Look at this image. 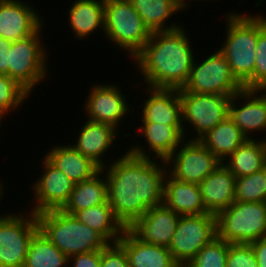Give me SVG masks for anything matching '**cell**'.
I'll return each mask as SVG.
<instances>
[{
  "label": "cell",
  "mask_w": 266,
  "mask_h": 267,
  "mask_svg": "<svg viewBox=\"0 0 266 267\" xmlns=\"http://www.w3.org/2000/svg\"><path fill=\"white\" fill-rule=\"evenodd\" d=\"M146 153L143 146L136 145L105 172L107 201L125 229L149 208L163 204L164 178L169 169L164 160H159L161 166L150 158L151 153Z\"/></svg>",
  "instance_id": "obj_1"
},
{
  "label": "cell",
  "mask_w": 266,
  "mask_h": 267,
  "mask_svg": "<svg viewBox=\"0 0 266 267\" xmlns=\"http://www.w3.org/2000/svg\"><path fill=\"white\" fill-rule=\"evenodd\" d=\"M183 27L152 32L134 57L149 88L182 89L190 76L195 54Z\"/></svg>",
  "instance_id": "obj_2"
},
{
  "label": "cell",
  "mask_w": 266,
  "mask_h": 267,
  "mask_svg": "<svg viewBox=\"0 0 266 267\" xmlns=\"http://www.w3.org/2000/svg\"><path fill=\"white\" fill-rule=\"evenodd\" d=\"M39 229L68 258L104 249L109 242L96 230L61 209L36 214Z\"/></svg>",
  "instance_id": "obj_3"
},
{
  "label": "cell",
  "mask_w": 266,
  "mask_h": 267,
  "mask_svg": "<svg viewBox=\"0 0 266 267\" xmlns=\"http://www.w3.org/2000/svg\"><path fill=\"white\" fill-rule=\"evenodd\" d=\"M227 15V37L219 51L228 61L232 74L243 85L255 69L259 15H242L236 12Z\"/></svg>",
  "instance_id": "obj_4"
},
{
  "label": "cell",
  "mask_w": 266,
  "mask_h": 267,
  "mask_svg": "<svg viewBox=\"0 0 266 267\" xmlns=\"http://www.w3.org/2000/svg\"><path fill=\"white\" fill-rule=\"evenodd\" d=\"M217 236L230 244L266 237V202H238L216 215Z\"/></svg>",
  "instance_id": "obj_5"
},
{
  "label": "cell",
  "mask_w": 266,
  "mask_h": 267,
  "mask_svg": "<svg viewBox=\"0 0 266 267\" xmlns=\"http://www.w3.org/2000/svg\"><path fill=\"white\" fill-rule=\"evenodd\" d=\"M104 33L108 40L128 51L133 58L151 36L129 0H105Z\"/></svg>",
  "instance_id": "obj_6"
},
{
  "label": "cell",
  "mask_w": 266,
  "mask_h": 267,
  "mask_svg": "<svg viewBox=\"0 0 266 267\" xmlns=\"http://www.w3.org/2000/svg\"><path fill=\"white\" fill-rule=\"evenodd\" d=\"M41 32L42 27L33 35L12 42L9 52V77L29 93L48 75V51L40 41Z\"/></svg>",
  "instance_id": "obj_7"
},
{
  "label": "cell",
  "mask_w": 266,
  "mask_h": 267,
  "mask_svg": "<svg viewBox=\"0 0 266 267\" xmlns=\"http://www.w3.org/2000/svg\"><path fill=\"white\" fill-rule=\"evenodd\" d=\"M185 92L234 96L244 89L232 74L225 56L218 50L200 64L194 60Z\"/></svg>",
  "instance_id": "obj_8"
},
{
  "label": "cell",
  "mask_w": 266,
  "mask_h": 267,
  "mask_svg": "<svg viewBox=\"0 0 266 267\" xmlns=\"http://www.w3.org/2000/svg\"><path fill=\"white\" fill-rule=\"evenodd\" d=\"M216 237V215L180 216L168 248L179 265H186Z\"/></svg>",
  "instance_id": "obj_9"
},
{
  "label": "cell",
  "mask_w": 266,
  "mask_h": 267,
  "mask_svg": "<svg viewBox=\"0 0 266 267\" xmlns=\"http://www.w3.org/2000/svg\"><path fill=\"white\" fill-rule=\"evenodd\" d=\"M18 214L0 216V267H23L30 241L39 230L36 214Z\"/></svg>",
  "instance_id": "obj_10"
},
{
  "label": "cell",
  "mask_w": 266,
  "mask_h": 267,
  "mask_svg": "<svg viewBox=\"0 0 266 267\" xmlns=\"http://www.w3.org/2000/svg\"><path fill=\"white\" fill-rule=\"evenodd\" d=\"M179 95L182 104V123L188 121L197 133L192 140H200L229 115L232 96L191 93L183 89H179Z\"/></svg>",
  "instance_id": "obj_11"
},
{
  "label": "cell",
  "mask_w": 266,
  "mask_h": 267,
  "mask_svg": "<svg viewBox=\"0 0 266 267\" xmlns=\"http://www.w3.org/2000/svg\"><path fill=\"white\" fill-rule=\"evenodd\" d=\"M180 147L165 161L167 167L171 163L168 173L177 180L199 185L221 164L200 140L183 141Z\"/></svg>",
  "instance_id": "obj_12"
},
{
  "label": "cell",
  "mask_w": 266,
  "mask_h": 267,
  "mask_svg": "<svg viewBox=\"0 0 266 267\" xmlns=\"http://www.w3.org/2000/svg\"><path fill=\"white\" fill-rule=\"evenodd\" d=\"M41 163L44 172L33 186L36 205L31 212L38 214L48 210L62 209L68 202L74 183L61 170L53 166L45 157Z\"/></svg>",
  "instance_id": "obj_13"
},
{
  "label": "cell",
  "mask_w": 266,
  "mask_h": 267,
  "mask_svg": "<svg viewBox=\"0 0 266 267\" xmlns=\"http://www.w3.org/2000/svg\"><path fill=\"white\" fill-rule=\"evenodd\" d=\"M180 215L164 204L149 208L128 230L140 241L169 247Z\"/></svg>",
  "instance_id": "obj_14"
},
{
  "label": "cell",
  "mask_w": 266,
  "mask_h": 267,
  "mask_svg": "<svg viewBox=\"0 0 266 267\" xmlns=\"http://www.w3.org/2000/svg\"><path fill=\"white\" fill-rule=\"evenodd\" d=\"M116 85L93 86L85 102L88 120L111 124L115 128L130 110L126 97ZM123 94V95H122Z\"/></svg>",
  "instance_id": "obj_15"
},
{
  "label": "cell",
  "mask_w": 266,
  "mask_h": 267,
  "mask_svg": "<svg viewBox=\"0 0 266 267\" xmlns=\"http://www.w3.org/2000/svg\"><path fill=\"white\" fill-rule=\"evenodd\" d=\"M40 14L21 0H1L0 38L17 41L36 33L43 25Z\"/></svg>",
  "instance_id": "obj_16"
},
{
  "label": "cell",
  "mask_w": 266,
  "mask_h": 267,
  "mask_svg": "<svg viewBox=\"0 0 266 267\" xmlns=\"http://www.w3.org/2000/svg\"><path fill=\"white\" fill-rule=\"evenodd\" d=\"M237 99L246 101L239 107L235 104L236 101L239 102ZM228 116L247 139H252V131H266V90L243 89L232 96Z\"/></svg>",
  "instance_id": "obj_17"
},
{
  "label": "cell",
  "mask_w": 266,
  "mask_h": 267,
  "mask_svg": "<svg viewBox=\"0 0 266 267\" xmlns=\"http://www.w3.org/2000/svg\"><path fill=\"white\" fill-rule=\"evenodd\" d=\"M236 177L221 163L200 184L205 209L214 215L235 202Z\"/></svg>",
  "instance_id": "obj_18"
},
{
  "label": "cell",
  "mask_w": 266,
  "mask_h": 267,
  "mask_svg": "<svg viewBox=\"0 0 266 267\" xmlns=\"http://www.w3.org/2000/svg\"><path fill=\"white\" fill-rule=\"evenodd\" d=\"M147 89V94H150V96L142 104V121L167 125H183L179 90L149 87Z\"/></svg>",
  "instance_id": "obj_19"
},
{
  "label": "cell",
  "mask_w": 266,
  "mask_h": 267,
  "mask_svg": "<svg viewBox=\"0 0 266 267\" xmlns=\"http://www.w3.org/2000/svg\"><path fill=\"white\" fill-rule=\"evenodd\" d=\"M163 204L180 216L211 214L205 209L198 184L177 180L169 173L164 178Z\"/></svg>",
  "instance_id": "obj_20"
},
{
  "label": "cell",
  "mask_w": 266,
  "mask_h": 267,
  "mask_svg": "<svg viewBox=\"0 0 266 267\" xmlns=\"http://www.w3.org/2000/svg\"><path fill=\"white\" fill-rule=\"evenodd\" d=\"M124 250L129 267H176L168 247L148 244L125 229L117 242Z\"/></svg>",
  "instance_id": "obj_21"
},
{
  "label": "cell",
  "mask_w": 266,
  "mask_h": 267,
  "mask_svg": "<svg viewBox=\"0 0 266 267\" xmlns=\"http://www.w3.org/2000/svg\"><path fill=\"white\" fill-rule=\"evenodd\" d=\"M117 129L111 124L93 122L87 119L83 128L80 129L77 143L72 146L83 156L92 159L101 169H106L102 156H105V152L111 148L114 140H116Z\"/></svg>",
  "instance_id": "obj_22"
},
{
  "label": "cell",
  "mask_w": 266,
  "mask_h": 267,
  "mask_svg": "<svg viewBox=\"0 0 266 267\" xmlns=\"http://www.w3.org/2000/svg\"><path fill=\"white\" fill-rule=\"evenodd\" d=\"M45 158L74 184L89 180L101 171L98 164L83 156L72 144L56 145L46 153Z\"/></svg>",
  "instance_id": "obj_23"
},
{
  "label": "cell",
  "mask_w": 266,
  "mask_h": 267,
  "mask_svg": "<svg viewBox=\"0 0 266 267\" xmlns=\"http://www.w3.org/2000/svg\"><path fill=\"white\" fill-rule=\"evenodd\" d=\"M141 136L146 138L151 153L159 160L166 161L185 140L183 125H167L163 123L142 122Z\"/></svg>",
  "instance_id": "obj_24"
},
{
  "label": "cell",
  "mask_w": 266,
  "mask_h": 267,
  "mask_svg": "<svg viewBox=\"0 0 266 267\" xmlns=\"http://www.w3.org/2000/svg\"><path fill=\"white\" fill-rule=\"evenodd\" d=\"M228 160V162L226 161ZM222 162L236 177L251 175L266 167V139H247Z\"/></svg>",
  "instance_id": "obj_25"
},
{
  "label": "cell",
  "mask_w": 266,
  "mask_h": 267,
  "mask_svg": "<svg viewBox=\"0 0 266 267\" xmlns=\"http://www.w3.org/2000/svg\"><path fill=\"white\" fill-rule=\"evenodd\" d=\"M246 140L247 137L229 116L200 139L221 163Z\"/></svg>",
  "instance_id": "obj_26"
},
{
  "label": "cell",
  "mask_w": 266,
  "mask_h": 267,
  "mask_svg": "<svg viewBox=\"0 0 266 267\" xmlns=\"http://www.w3.org/2000/svg\"><path fill=\"white\" fill-rule=\"evenodd\" d=\"M104 4L105 0L74 1L68 14L69 25L77 38H88L101 28L104 31Z\"/></svg>",
  "instance_id": "obj_27"
},
{
  "label": "cell",
  "mask_w": 266,
  "mask_h": 267,
  "mask_svg": "<svg viewBox=\"0 0 266 267\" xmlns=\"http://www.w3.org/2000/svg\"><path fill=\"white\" fill-rule=\"evenodd\" d=\"M105 171L101 169L93 178L76 183L68 202L61 210L73 215L76 211L106 203L107 180L105 176L100 177Z\"/></svg>",
  "instance_id": "obj_28"
},
{
  "label": "cell",
  "mask_w": 266,
  "mask_h": 267,
  "mask_svg": "<svg viewBox=\"0 0 266 267\" xmlns=\"http://www.w3.org/2000/svg\"><path fill=\"white\" fill-rule=\"evenodd\" d=\"M73 216L100 233L109 243H117L125 228L116 219L108 201L104 204L76 211Z\"/></svg>",
  "instance_id": "obj_29"
},
{
  "label": "cell",
  "mask_w": 266,
  "mask_h": 267,
  "mask_svg": "<svg viewBox=\"0 0 266 267\" xmlns=\"http://www.w3.org/2000/svg\"><path fill=\"white\" fill-rule=\"evenodd\" d=\"M134 10L140 15L150 32H161L173 30L177 26L174 22L167 26L166 20L178 11H181L173 2L169 0H129ZM166 21V22H165ZM165 25V26H164Z\"/></svg>",
  "instance_id": "obj_30"
},
{
  "label": "cell",
  "mask_w": 266,
  "mask_h": 267,
  "mask_svg": "<svg viewBox=\"0 0 266 267\" xmlns=\"http://www.w3.org/2000/svg\"><path fill=\"white\" fill-rule=\"evenodd\" d=\"M68 257L39 229L32 237L23 267H66Z\"/></svg>",
  "instance_id": "obj_31"
},
{
  "label": "cell",
  "mask_w": 266,
  "mask_h": 267,
  "mask_svg": "<svg viewBox=\"0 0 266 267\" xmlns=\"http://www.w3.org/2000/svg\"><path fill=\"white\" fill-rule=\"evenodd\" d=\"M235 201L266 202V167L251 175L236 178Z\"/></svg>",
  "instance_id": "obj_32"
},
{
  "label": "cell",
  "mask_w": 266,
  "mask_h": 267,
  "mask_svg": "<svg viewBox=\"0 0 266 267\" xmlns=\"http://www.w3.org/2000/svg\"><path fill=\"white\" fill-rule=\"evenodd\" d=\"M253 75L243 84L244 89L266 90V17L259 15V34L255 51Z\"/></svg>",
  "instance_id": "obj_33"
},
{
  "label": "cell",
  "mask_w": 266,
  "mask_h": 267,
  "mask_svg": "<svg viewBox=\"0 0 266 267\" xmlns=\"http://www.w3.org/2000/svg\"><path fill=\"white\" fill-rule=\"evenodd\" d=\"M227 255L228 243L217 236L186 265L188 267H226Z\"/></svg>",
  "instance_id": "obj_34"
},
{
  "label": "cell",
  "mask_w": 266,
  "mask_h": 267,
  "mask_svg": "<svg viewBox=\"0 0 266 267\" xmlns=\"http://www.w3.org/2000/svg\"><path fill=\"white\" fill-rule=\"evenodd\" d=\"M30 93L16 80L6 74H0V108L7 114L24 104Z\"/></svg>",
  "instance_id": "obj_35"
},
{
  "label": "cell",
  "mask_w": 266,
  "mask_h": 267,
  "mask_svg": "<svg viewBox=\"0 0 266 267\" xmlns=\"http://www.w3.org/2000/svg\"><path fill=\"white\" fill-rule=\"evenodd\" d=\"M226 267H258L251 245L228 243Z\"/></svg>",
  "instance_id": "obj_36"
},
{
  "label": "cell",
  "mask_w": 266,
  "mask_h": 267,
  "mask_svg": "<svg viewBox=\"0 0 266 267\" xmlns=\"http://www.w3.org/2000/svg\"><path fill=\"white\" fill-rule=\"evenodd\" d=\"M100 267H129L125 250L118 243H109L101 249Z\"/></svg>",
  "instance_id": "obj_37"
},
{
  "label": "cell",
  "mask_w": 266,
  "mask_h": 267,
  "mask_svg": "<svg viewBox=\"0 0 266 267\" xmlns=\"http://www.w3.org/2000/svg\"><path fill=\"white\" fill-rule=\"evenodd\" d=\"M68 261V264H72L71 267H100L101 250L75 254L70 256Z\"/></svg>",
  "instance_id": "obj_38"
},
{
  "label": "cell",
  "mask_w": 266,
  "mask_h": 267,
  "mask_svg": "<svg viewBox=\"0 0 266 267\" xmlns=\"http://www.w3.org/2000/svg\"><path fill=\"white\" fill-rule=\"evenodd\" d=\"M12 41L0 38V74L9 76V52L11 50Z\"/></svg>",
  "instance_id": "obj_39"
},
{
  "label": "cell",
  "mask_w": 266,
  "mask_h": 267,
  "mask_svg": "<svg viewBox=\"0 0 266 267\" xmlns=\"http://www.w3.org/2000/svg\"><path fill=\"white\" fill-rule=\"evenodd\" d=\"M257 260L258 267H266V237L250 243Z\"/></svg>",
  "instance_id": "obj_40"
},
{
  "label": "cell",
  "mask_w": 266,
  "mask_h": 267,
  "mask_svg": "<svg viewBox=\"0 0 266 267\" xmlns=\"http://www.w3.org/2000/svg\"><path fill=\"white\" fill-rule=\"evenodd\" d=\"M169 1L173 2L180 10L184 9L187 6L186 4L187 0L186 2L185 0H169Z\"/></svg>",
  "instance_id": "obj_41"
},
{
  "label": "cell",
  "mask_w": 266,
  "mask_h": 267,
  "mask_svg": "<svg viewBox=\"0 0 266 267\" xmlns=\"http://www.w3.org/2000/svg\"><path fill=\"white\" fill-rule=\"evenodd\" d=\"M5 114L7 115V113L0 108V122L3 120V117L6 116ZM0 125H1V123H0Z\"/></svg>",
  "instance_id": "obj_42"
},
{
  "label": "cell",
  "mask_w": 266,
  "mask_h": 267,
  "mask_svg": "<svg viewBox=\"0 0 266 267\" xmlns=\"http://www.w3.org/2000/svg\"><path fill=\"white\" fill-rule=\"evenodd\" d=\"M2 187H3V186H2L1 183H0V200L2 199V195H3V194H2V193H3V192H2V191H3V188H2Z\"/></svg>",
  "instance_id": "obj_43"
},
{
  "label": "cell",
  "mask_w": 266,
  "mask_h": 267,
  "mask_svg": "<svg viewBox=\"0 0 266 267\" xmlns=\"http://www.w3.org/2000/svg\"><path fill=\"white\" fill-rule=\"evenodd\" d=\"M176 267H188L187 265H177Z\"/></svg>",
  "instance_id": "obj_44"
}]
</instances>
